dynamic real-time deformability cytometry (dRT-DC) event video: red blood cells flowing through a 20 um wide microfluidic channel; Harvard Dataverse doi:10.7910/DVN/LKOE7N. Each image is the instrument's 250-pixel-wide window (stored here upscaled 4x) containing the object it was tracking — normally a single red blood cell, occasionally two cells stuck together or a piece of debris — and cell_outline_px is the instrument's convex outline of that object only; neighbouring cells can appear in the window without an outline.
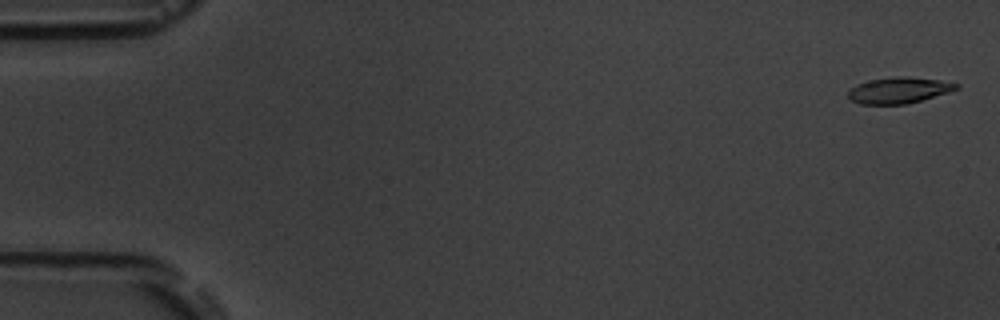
{"species": "common noctule bat (a hibernating species)", "species_latin": "Nyctalus noctula", "temperature_condition": "room temperature", "stored_images_in_passage": 6, "segment_of_instrument_passage": [1, 2], "camera_frame_rate_fps": 3000, "um_per_image_px": 0.085, "animal": {"sex": "male", "body_mass_g": 19.5, "forearm_length_mm": 54.6}, "frame": {"image": 1, "passage_image": 1, "time_ms": 0.0, "image_size_px": [1000, 320], "cell_outline_px": [[960, 88], [948, 92], [920, 100], [904, 104], [860, 104], [852, 100], [848, 96], [848, 92], [856, 84], [872, 80], [892, 76], [908, 76], [940, 80], [960, 84]], "centroid_in_image_um": [76.42, 7.66], "position_along_channel_um": 8.6, "area_um2": 16.3}}